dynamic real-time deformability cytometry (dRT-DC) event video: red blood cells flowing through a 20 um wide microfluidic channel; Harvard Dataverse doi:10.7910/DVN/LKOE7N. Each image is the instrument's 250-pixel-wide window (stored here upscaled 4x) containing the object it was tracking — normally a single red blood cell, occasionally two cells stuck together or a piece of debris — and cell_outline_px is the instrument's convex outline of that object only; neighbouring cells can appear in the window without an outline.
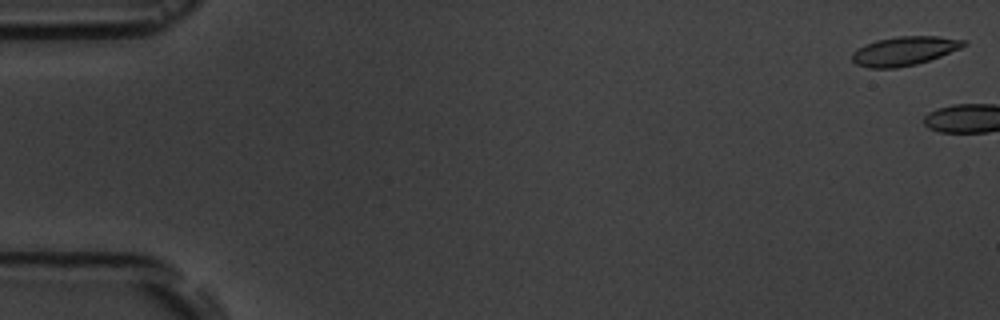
{"species": "common noctule bat (a hibernating species)", "species_latin": "Nyctalus noctula", "temperature_condition": "room temperature", "stored_images_in_passage": 7, "camera_frame_rate_fps": 3000, "um_per_image_px": 0.085, "animal": {"sex": "male", "body_mass_g": 19.5, "forearm_length_mm": 54.6}, "frame": {"image": 1, "passage_image": 1, "time_ms": 0.0, "image_size_px": [1000, 320], "cell_outline_px": [[968, 44], [960, 48], [940, 56], [916, 64], [896, 68], [868, 68], [856, 64], [852, 60], [852, 52], [864, 44], [876, 40], [900, 36], [940, 36], [968, 40]], "centroid_in_image_um": [76.87, 4.32], "position_along_channel_um": 8.1, "area_um2": 18.9}}
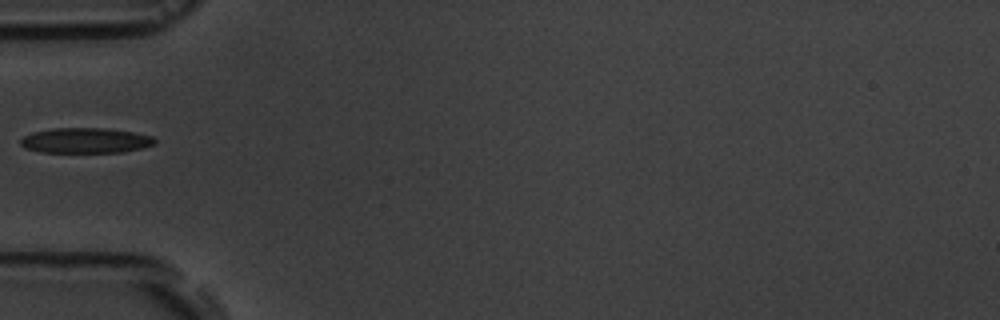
{"frame": {"image": 2, "passage_image": 7, "time_ms": 7.0, "image_size_px": [1000, 320], "cell_outline_px": [[156, 144], [144, 148], [124, 152], [40, 152], [24, 148], [20, 144], [20, 140], [24, 136], [32, 132], [52, 128], [104, 128], [136, 132], [152, 136], [156, 140]], "centroid_in_image_um": [7.3, 11.94], "position_along_channel_um": 77.7, "area_um2": 20.0}}